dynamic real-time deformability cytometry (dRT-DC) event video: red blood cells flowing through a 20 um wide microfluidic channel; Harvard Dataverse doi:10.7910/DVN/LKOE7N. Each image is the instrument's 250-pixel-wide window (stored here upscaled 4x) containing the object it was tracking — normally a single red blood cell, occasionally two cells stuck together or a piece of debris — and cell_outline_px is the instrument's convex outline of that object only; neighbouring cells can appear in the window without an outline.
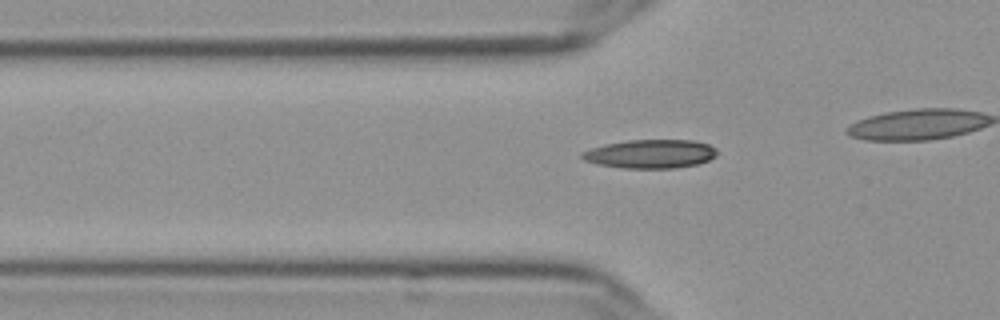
{"species": "Egyptian fruit bat (a non-hibernating species)", "species_latin": "Rousettus aegyptiacus", "temperature_condition": "cold", "stored_images_in_passage": 30, "camera_frame_rate_fps": 3000, "um_per_image_px": 0.085, "frame": {"image": 1, "passage_image": 4, "time_ms": 1.0, "image_size_px": [1000, 320], "cell_outline_px": [[716, 156], [700, 164], [676, 168], [624, 168], [596, 164], [584, 160], [580, 156], [580, 152], [604, 144], [628, 140], [692, 140], [708, 144], [716, 148]], "centroid_in_image_um": [55.28, 13.08], "position_along_channel_um": 70.5, "area_um2": 22.72}}
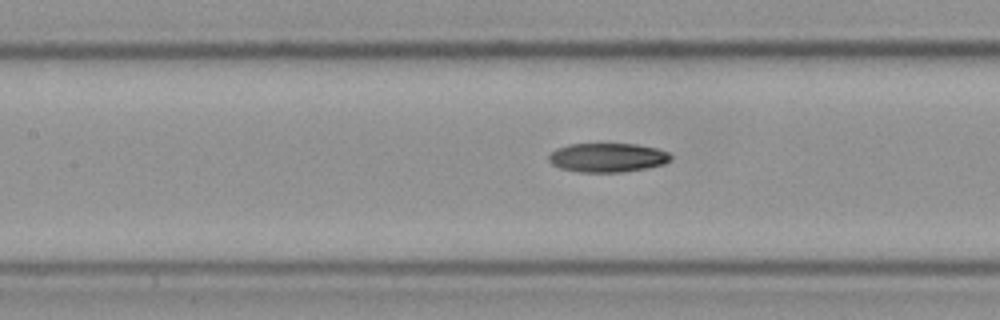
{"frame": {"image": 2, "passage_image": 11, "time_ms": 3.333, "image_size_px": [1000, 320], "cell_outline_px": [[672, 160], [664, 164], [644, 168], [620, 172], [580, 172], [560, 168], [552, 164], [548, 160], [548, 156], [556, 148], [568, 144], [636, 144], [656, 148], [668, 152], [672, 156]], "centroid_in_image_um": [51.63, 13.39], "position_along_channel_um": 155.8, "area_um2": 20.63}}
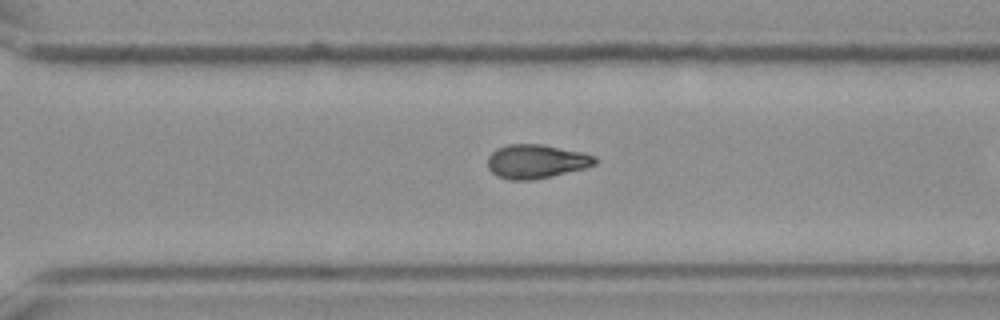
{"frame": {"image": 3, "passage_image": 25, "time_ms": 8.0, "image_size_px": [1000, 320], "cell_outline_px": [[596, 164], [588, 168], [552, 176], [532, 180], [512, 180], [496, 176], [488, 168], [488, 156], [496, 148], [508, 144], [540, 144], [584, 152], [596, 156]], "centroid_in_image_um": [45.6, 13.72], "position_along_channel_um": 325.0, "area_um2": 21.44}}